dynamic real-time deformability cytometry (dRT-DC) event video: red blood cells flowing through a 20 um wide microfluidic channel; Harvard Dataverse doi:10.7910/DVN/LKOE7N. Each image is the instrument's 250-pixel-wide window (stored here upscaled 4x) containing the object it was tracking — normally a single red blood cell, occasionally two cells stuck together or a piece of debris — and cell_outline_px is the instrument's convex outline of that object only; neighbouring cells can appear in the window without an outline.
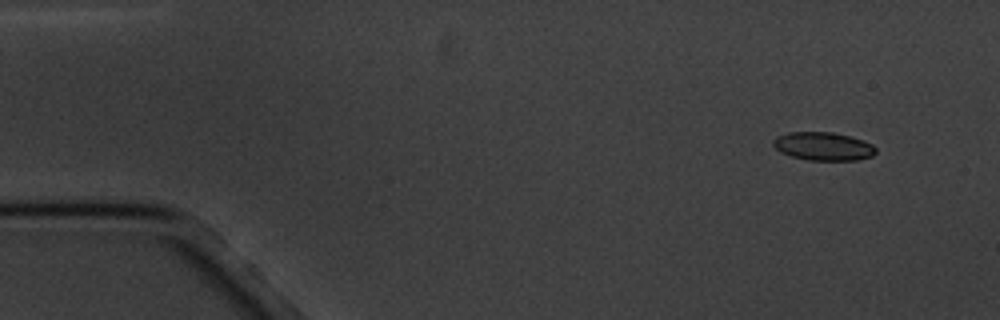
{"species": "common noctule bat (a hibernating species)", "species_latin": "Nyctalus noctula", "temperature_condition": "cold", "stored_images_in_passage": 5, "camera_frame_rate_fps": 3000, "um_per_image_px": 0.085, "animal": {"sex": "male", "body_mass_g": 20.1, "forearm_length_mm": 53.5}, "frame": {"image": 1, "passage_image": 1, "time_ms": 0.0, "image_size_px": [1000, 320], "cell_outline_px": [[876, 152], [872, 156], [856, 160], [808, 160], [792, 156], [780, 152], [772, 144], [772, 140], [776, 136], [788, 132], [832, 132], [864, 140], [872, 144], [876, 148]], "centroid_in_image_um": [69.96, 12.43], "position_along_channel_um": 15.0, "area_um2": 16.94}}
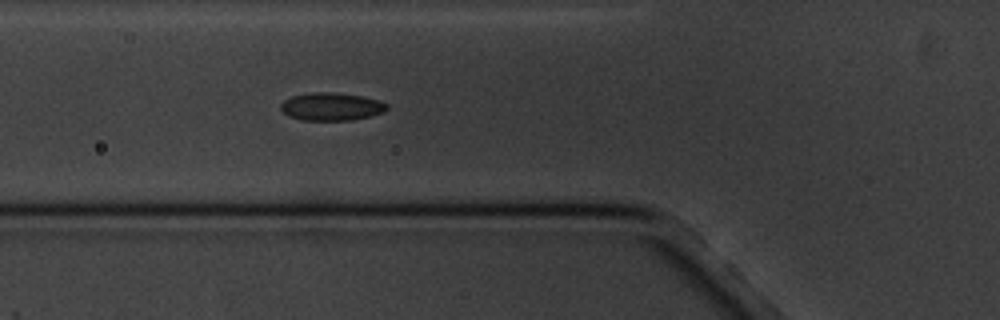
{"frame": {"image": 2, "passage_image": 5, "time_ms": 5.333, "image_size_px": [1000, 320], "cell_outline_px": [[388, 108], [384, 112], [372, 116], [352, 120], [300, 120], [288, 116], [280, 108], [280, 104], [284, 100], [292, 96], [312, 92], [332, 92], [364, 96], [380, 100], [388, 104]], "centroid_in_image_um": [28.19, 9.06], "position_along_channel_um": 97.6, "area_um2": 17.46}}